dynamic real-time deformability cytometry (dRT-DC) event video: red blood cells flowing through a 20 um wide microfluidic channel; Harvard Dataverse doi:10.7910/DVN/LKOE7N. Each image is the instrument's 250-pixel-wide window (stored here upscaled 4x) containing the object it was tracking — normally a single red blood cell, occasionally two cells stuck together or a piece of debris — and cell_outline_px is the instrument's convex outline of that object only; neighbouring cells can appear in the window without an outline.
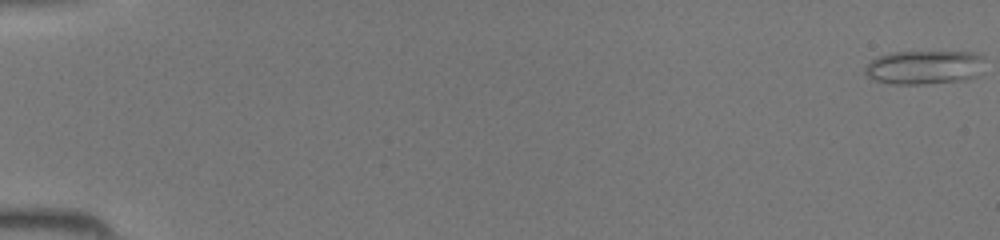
{"species": "common noctule bat (a hibernating species)", "species_latin": "Nyctalus noctula", "temperature_condition": "room temperature", "stored_images_in_passage": 46, "camera_frame_rate_fps": 3000, "um_per_image_px": 0.085, "animal": {"sex": "female", "body_mass_g": 19.5, "forearm_length_mm": 54.1}, "frame": {"image": 1, "passage_image": 1, "time_ms": 0.0, "image_size_px": [1000, 240], "cell_outline_px": [[984, 56], [980, 76], [968, 80], [924, 84], [892, 84], [872, 80], [864, 72], [864, 68], [872, 60], [880, 56], [892, 52], [976, 52]], "centroid_in_image_um": [78.61, 5.73], "position_along_channel_um": 6.4, "area_um2": 23.99}}
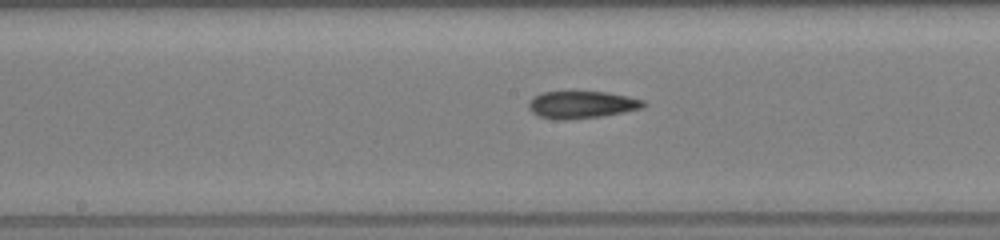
{"frame": {"image": 2, "passage_image": 25, "time_ms": 8.0, "image_size_px": [1000, 240], "cell_outline_px": [[648, 104], [644, 108], [624, 112], [600, 116], [564, 120], [556, 120], [540, 116], [532, 112], [528, 108], [528, 100], [532, 96], [540, 92], [608, 92], [628, 96], [644, 100]], "centroid_in_image_um": [49.44, 8.89], "position_along_channel_um": 198.8, "area_um2": 18.44}}
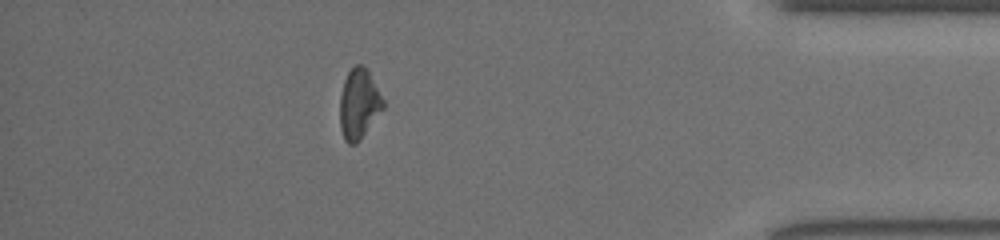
{"frame": {"image": 3, "passage_image": 41, "time_ms": 13.333, "image_size_px": [1000, 240], "cell_outline_px": [[384, 108], [360, 140], [356, 144], [348, 144], [344, 140], [340, 128], [340, 96], [344, 80], [348, 72], [356, 64], [364, 64], [384, 100]], "centroid_in_image_um": [30.5, 8.85], "position_along_channel_um": 404.7, "area_um2": 17.69}}